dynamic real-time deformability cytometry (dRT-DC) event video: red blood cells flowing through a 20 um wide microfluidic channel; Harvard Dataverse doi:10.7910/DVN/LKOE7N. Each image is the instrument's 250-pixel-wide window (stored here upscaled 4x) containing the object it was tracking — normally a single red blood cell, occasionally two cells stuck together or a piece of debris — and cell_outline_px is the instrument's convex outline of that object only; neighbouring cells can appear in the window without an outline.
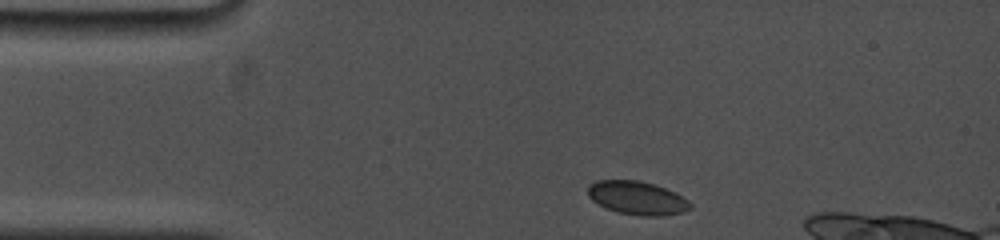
{"species": "common noctule bat (a hibernating species)", "species_latin": "Nyctalus noctula", "temperature_condition": "cold", "stored_images_in_passage": 4, "camera_frame_rate_fps": 5000, "um_per_image_px": 0.085, "animal": {"sex": "female", "body_mass_g": 19.0, "forearm_length_mm": 53.3}, "frame": {"image": 1, "passage_image": 1, "time_ms": 0.0, "image_size_px": [1000, 240], "cell_outline_px": [[692, 208], [684, 212], [660, 216], [640, 216], [620, 212], [608, 208], [592, 200], [588, 196], [588, 184], [596, 180], [636, 180], [656, 184], [676, 192], [688, 200], [692, 204]], "centroid_in_image_um": [54.19, 16.81], "position_along_channel_um": 30.8, "area_um2": 20.06}}
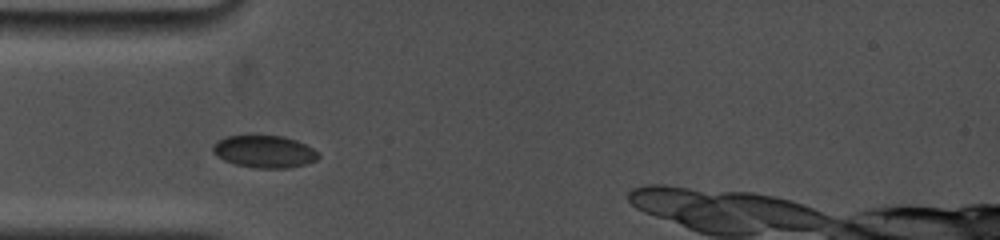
{"frame": {"image": 2, "passage_image": 3, "time_ms": 2.0, "image_size_px": [1000, 240], "cell_outline_px": [[320, 156], [316, 160], [304, 164], [288, 168], [256, 168], [236, 164], [224, 160], [212, 152], [212, 144], [228, 136], [284, 136], [296, 140], [320, 152]], "centroid_in_image_um": [22.49, 12.89], "position_along_channel_um": 62.5, "area_um2": 19.71}}